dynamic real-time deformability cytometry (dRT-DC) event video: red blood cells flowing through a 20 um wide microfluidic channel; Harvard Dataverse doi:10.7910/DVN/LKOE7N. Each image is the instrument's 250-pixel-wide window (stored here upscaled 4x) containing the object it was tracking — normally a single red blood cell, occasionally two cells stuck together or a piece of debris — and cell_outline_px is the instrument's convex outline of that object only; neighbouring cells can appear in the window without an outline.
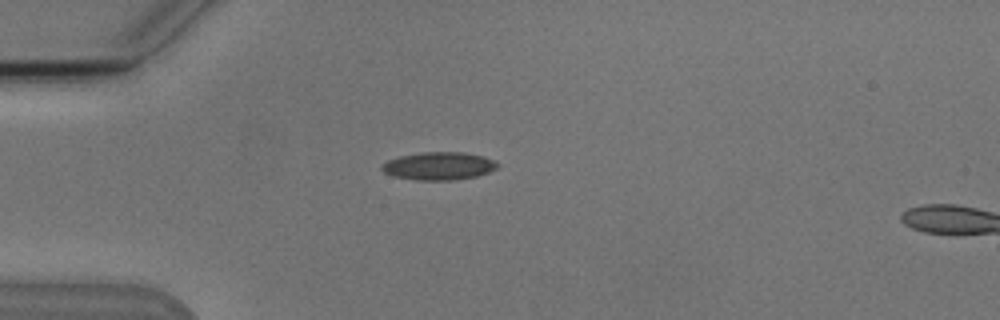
{"species": "Egyptian fruit bat (a non-hibernating species)", "species_latin": "Rousettus aegyptiacus", "temperature_condition": "cold", "stored_images_in_passage": 2, "camera_frame_rate_fps": 3000, "um_per_image_px": 0.085, "animal": {"sex": "male"}, "frame": {"image": 1, "passage_image": 2, "time_ms": 1.333, "image_size_px": [1000, 320], "cell_outline_px": [[500, 164], [496, 168], [488, 172], [476, 176], [452, 180], [416, 180], [392, 176], [384, 172], [380, 168], [380, 164], [388, 160], [400, 156], [420, 152], [464, 152], [480, 156], [492, 160]], "centroid_in_image_um": [37.24, 14.11], "position_along_channel_um": 47.8, "area_um2": 18.73}}